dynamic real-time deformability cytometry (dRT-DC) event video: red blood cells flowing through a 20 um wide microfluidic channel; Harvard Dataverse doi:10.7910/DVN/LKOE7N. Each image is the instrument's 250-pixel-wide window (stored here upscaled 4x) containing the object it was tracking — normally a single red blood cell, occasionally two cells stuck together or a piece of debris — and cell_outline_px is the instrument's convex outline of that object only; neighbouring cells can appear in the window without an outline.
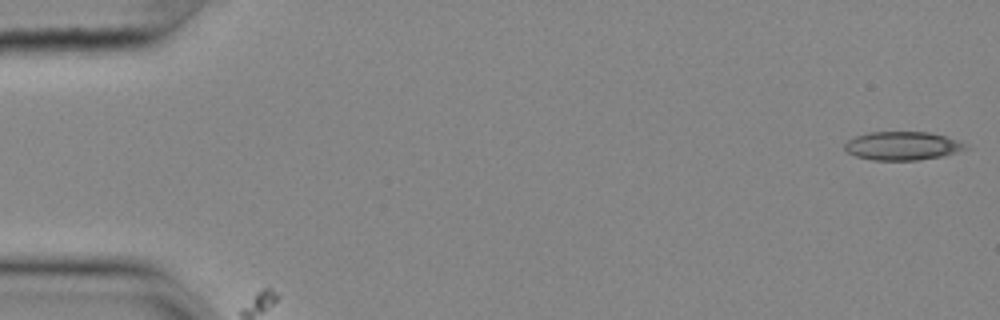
{"species": "common noctule bat (a hibernating species)", "species_latin": "Nyctalus noctula", "temperature_condition": "cold", "stored_images_in_passage": 55, "camera_frame_rate_fps": 3000, "um_per_image_px": 0.085, "animal": {"sex": "female", "body_mass_g": 25.1}, "frame": {"image": 1, "passage_image": 1, "time_ms": 0.0, "image_size_px": [1000, 320], "cell_outline_px": [[968, 148], [944, 156], [920, 160], [872, 160], [856, 156], [848, 152], [844, 148], [844, 144], [848, 140], [856, 136], [868, 132], [928, 132], [944, 136], [956, 140], [964, 144]], "centroid_in_image_um": [76.68, 12.4], "position_along_channel_um": 8.3, "area_um2": 19.94}}
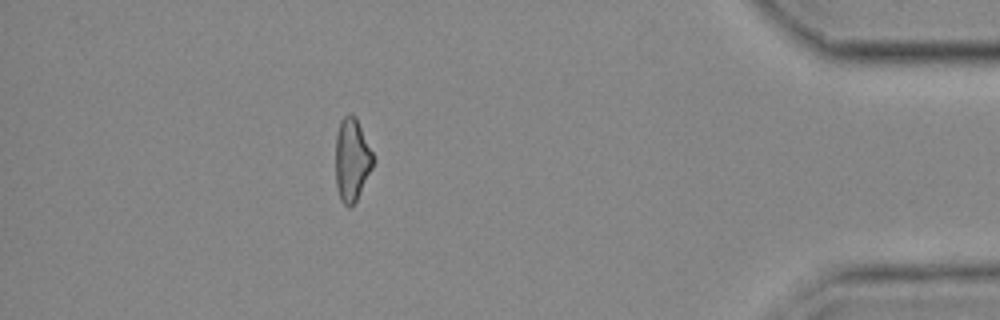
{"frame": {"image": 2, "passage_image": 49, "time_ms": 16.0, "image_size_px": [1000, 320], "cell_outline_px": [[376, 160], [356, 200], [348, 208], [340, 200], [336, 184], [336, 132], [340, 120], [348, 112], [356, 116]], "centroid_in_image_um": [29.91, 13.53], "position_along_channel_um": 405.3, "area_um2": 18.26}}